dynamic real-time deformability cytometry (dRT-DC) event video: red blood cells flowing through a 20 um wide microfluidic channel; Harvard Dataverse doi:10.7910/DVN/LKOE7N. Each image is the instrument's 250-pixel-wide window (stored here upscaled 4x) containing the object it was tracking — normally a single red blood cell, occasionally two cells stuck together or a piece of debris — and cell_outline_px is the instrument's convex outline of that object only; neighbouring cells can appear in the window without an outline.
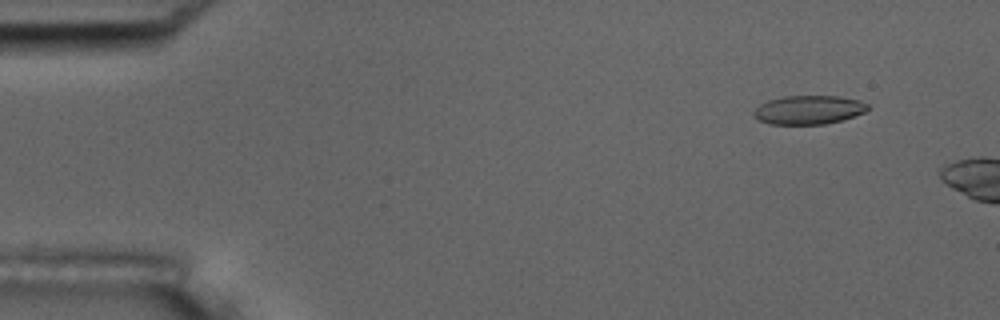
{"species": "common noctule bat (a hibernating species)", "species_latin": "Nyctalus noctula", "temperature_condition": "room temperature", "stored_images_in_passage": 10, "camera_frame_rate_fps": 3000, "um_per_image_px": 0.085, "animal": {"sex": "male", "body_mass_g": 17.5, "forearm_length_mm": 52.3}, "frame": {"image": 1, "passage_image": 5, "time_ms": 1.333, "image_size_px": [1000, 320], "cell_outline_px": [[868, 108], [864, 112], [844, 120], [824, 124], [768, 124], [760, 120], [752, 112], [760, 104], [768, 100], [784, 96], [840, 96], [860, 100], [868, 104]], "centroid_in_image_um": [68.75, 9.33], "position_along_channel_um": 16.2, "area_um2": 19.13}}